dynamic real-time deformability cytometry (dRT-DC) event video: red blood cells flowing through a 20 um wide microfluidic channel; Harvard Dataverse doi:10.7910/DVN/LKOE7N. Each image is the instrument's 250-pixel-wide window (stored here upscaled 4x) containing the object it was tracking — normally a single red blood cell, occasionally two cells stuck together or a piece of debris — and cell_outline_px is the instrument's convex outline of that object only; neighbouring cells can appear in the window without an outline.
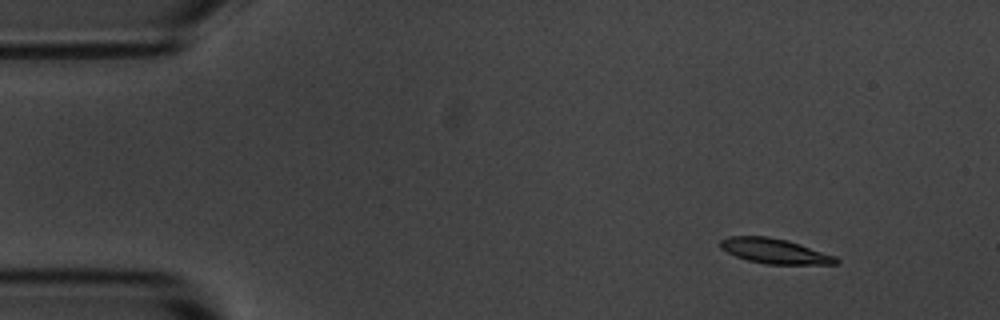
{"species": "common noctule bat (a hibernating species)", "species_latin": "Nyctalus noctula", "temperature_condition": "room temperature", "stored_images_in_passage": 4, "camera_frame_rate_fps": 3000, "um_per_image_px": 0.085, "animal": {"sex": "male", "body_mass_g": 20.1, "forearm_length_mm": 53.5}, "frame": {"image": 1, "passage_image": 1, "time_ms": 0.0, "image_size_px": [1000, 320], "cell_outline_px": [[840, 264], [764, 264], [748, 260], [736, 256], [720, 248], [720, 240], [728, 236], [768, 236], [788, 240], [836, 256], [840, 260]], "centroid_in_image_um": [65.87, 21.34], "position_along_channel_um": 19.1, "area_um2": 16.94}}
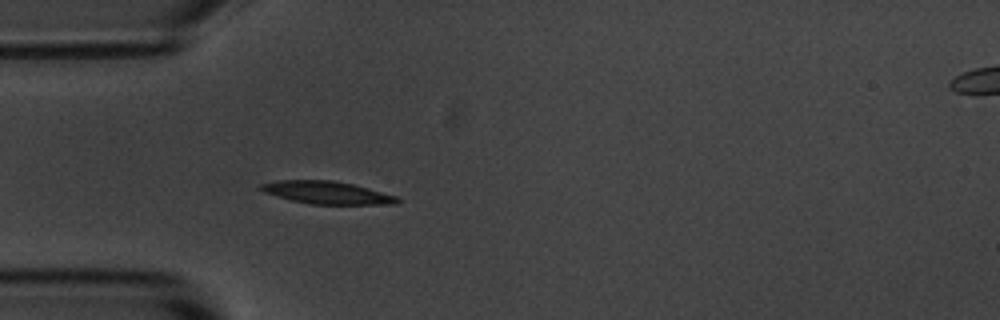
{"frame": {"image": 2, "passage_image": 4, "time_ms": 3.333, "image_size_px": [1000, 320], "cell_outline_px": [[400, 200], [396, 204], [312, 204], [292, 200], [276, 196], [264, 192], [256, 188], [260, 184], [276, 180], [332, 180], [352, 184], [396, 196]], "centroid_in_image_um": [27.72, 16.36], "position_along_channel_um": 57.3, "area_um2": 17.86}}